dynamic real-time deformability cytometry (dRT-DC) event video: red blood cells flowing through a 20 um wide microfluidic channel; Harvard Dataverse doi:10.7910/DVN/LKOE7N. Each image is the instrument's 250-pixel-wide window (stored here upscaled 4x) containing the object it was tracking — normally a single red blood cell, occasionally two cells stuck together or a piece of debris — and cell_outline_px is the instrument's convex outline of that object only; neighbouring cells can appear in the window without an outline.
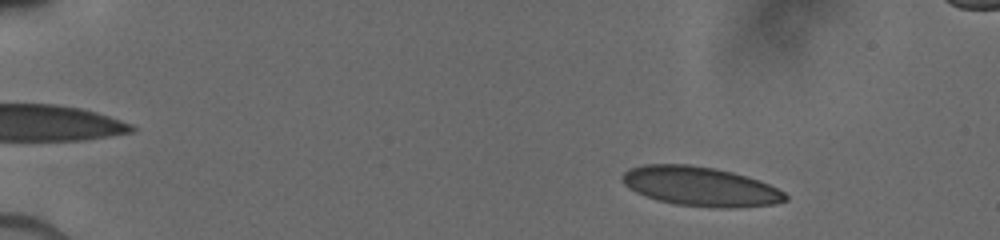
{"species": "human", "species_latin": "Homo sapiens", "temperature_condition": "cold", "stored_images_in_passage": 67, "camera_frame_rate_fps": 3000, "um_per_image_px": 0.085, "donor": {"sex": "male"}, "frame": {"image": 1, "passage_image": 9, "time_ms": 1.0, "image_size_px": [1000, 240], "cell_outline_px": [[788, 200], [772, 204], [732, 208], [724, 208], [676, 204], [660, 200], [636, 192], [628, 188], [620, 180], [620, 176], [628, 168], [644, 164], [688, 164], [712, 168], [732, 172], [748, 176], [768, 184], [784, 192], [788, 196]], "centroid_in_image_um": [59.5, 15.83], "position_along_channel_um": 25.5, "area_um2": 37.22}}
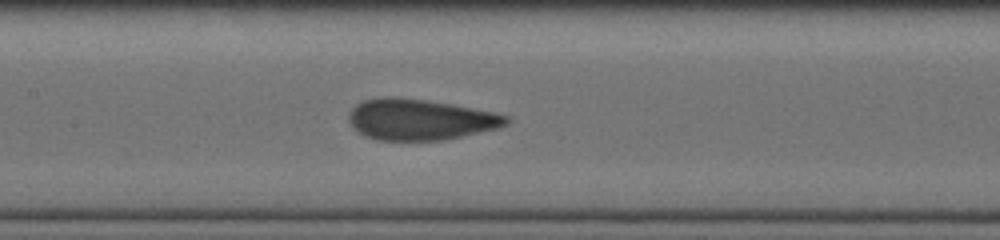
{"frame": {"image": 2, "passage_image": 46, "time_ms": 7.333, "image_size_px": [1000, 240], "cell_outline_px": [[508, 124], [496, 128], [460, 136], [440, 140], [376, 140], [364, 136], [352, 128], [348, 120], [348, 112], [356, 104], [364, 100], [384, 96], [392, 96], [424, 100], [448, 104], [492, 112], [508, 116]], "centroid_in_image_um": [35.6, 10.16], "position_along_channel_um": 171.8, "area_um2": 37.22}}
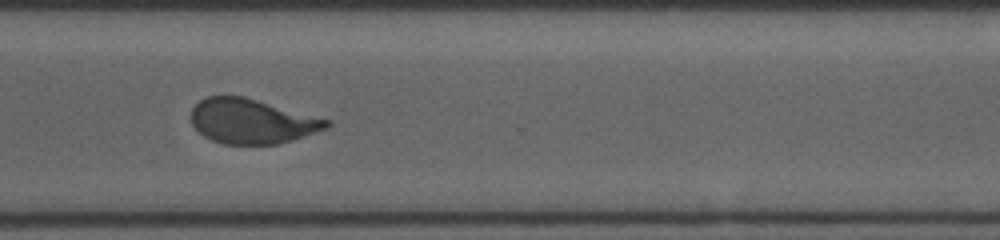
{"frame": {"image": 3, "passage_image": 66, "time_ms": 11.667, "image_size_px": [1000, 240], "cell_outline_px": [[332, 124], [324, 128], [292, 140], [276, 144], [224, 144], [212, 140], [204, 136], [192, 124], [192, 108], [200, 100], [208, 96], [244, 96], [332, 120]], "centroid_in_image_um": [21.41, 10.3], "position_along_channel_um": 349.2, "area_um2": 35.03}}